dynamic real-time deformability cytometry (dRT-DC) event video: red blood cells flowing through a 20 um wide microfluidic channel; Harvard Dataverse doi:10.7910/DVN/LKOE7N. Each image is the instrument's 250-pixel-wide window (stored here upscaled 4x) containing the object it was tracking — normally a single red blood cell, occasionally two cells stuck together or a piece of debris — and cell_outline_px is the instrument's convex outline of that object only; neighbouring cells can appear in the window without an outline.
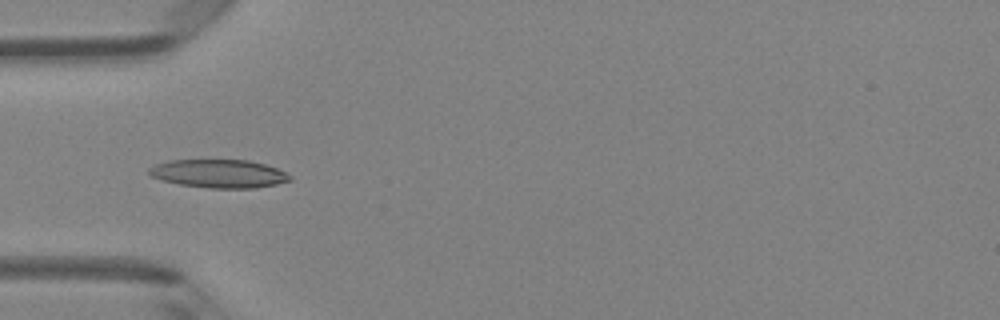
{"species": "Egyptian fruit bat (a non-hibernating species)", "species_latin": "Rousettus aegyptiacus", "temperature_condition": "room temperature", "stored_images_in_passage": 49, "camera_frame_rate_fps": 3000, "um_per_image_px": 0.085, "animal": {"sex": "female"}, "frame": {"image": 1, "passage_image": 16, "time_ms": 5.0, "image_size_px": [1000, 320], "cell_outline_px": [[292, 180], [276, 184], [256, 188], [208, 188], [180, 184], [160, 180], [152, 176], [148, 172], [148, 168], [156, 164], [168, 160], [248, 160], [264, 164], [276, 168], [292, 176]], "centroid_in_image_um": [18.6, 14.76], "position_along_channel_um": 66.4, "area_um2": 23.24}}
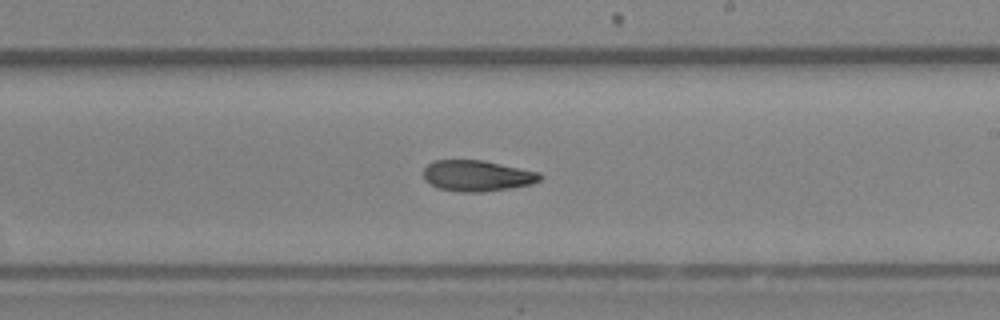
{"frame": {"image": 2, "passage_image": 29, "time_ms": 9.333, "image_size_px": [1000, 320], "cell_outline_px": [[544, 176], [540, 180], [532, 184], [508, 188], [480, 192], [460, 192], [436, 188], [424, 180], [424, 168], [428, 164], [436, 160], [484, 160], [540, 172]], "centroid_in_image_um": [40.56, 14.94], "position_along_channel_um": 248.4, "area_um2": 21.15}}
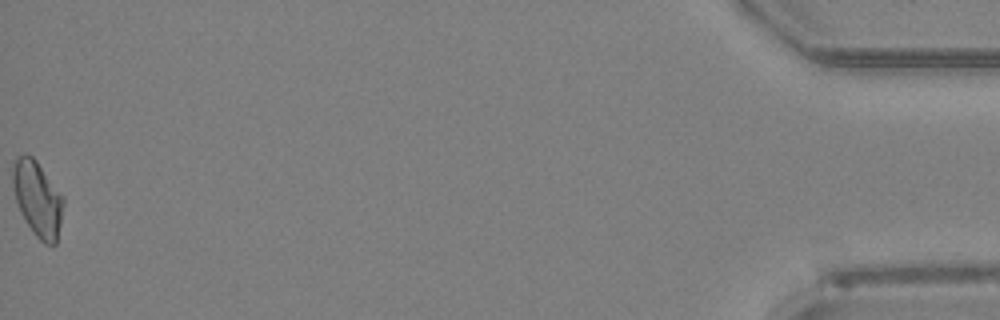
{"frame": {"image": 3, "passage_image": 49, "time_ms": 16.0, "image_size_px": [1000, 320], "cell_outline_px": [[64, 204], [56, 244], [44, 244], [36, 236], [20, 212], [16, 200], [12, 184], [12, 164], [24, 152], [32, 156], [36, 160], [64, 196]], "centroid_in_image_um": [3.2, 16.87], "position_along_channel_um": 432.0, "area_um2": 22.2}}